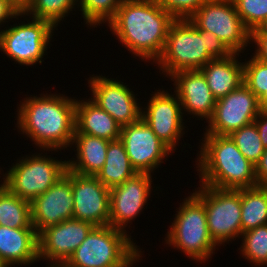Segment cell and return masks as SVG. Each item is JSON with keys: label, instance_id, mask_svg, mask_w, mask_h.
Returning a JSON list of instances; mask_svg holds the SVG:
<instances>
[{"label": "cell", "instance_id": "19", "mask_svg": "<svg viewBox=\"0 0 267 267\" xmlns=\"http://www.w3.org/2000/svg\"><path fill=\"white\" fill-rule=\"evenodd\" d=\"M174 86L182 106V112L189 114L191 120L196 117L198 120H206L212 117L217 99L211 93L206 78L200 70L178 71L169 77ZM187 112V113H186Z\"/></svg>", "mask_w": 267, "mask_h": 267}, {"label": "cell", "instance_id": "40", "mask_svg": "<svg viewBox=\"0 0 267 267\" xmlns=\"http://www.w3.org/2000/svg\"><path fill=\"white\" fill-rule=\"evenodd\" d=\"M134 1H143V2H154V3H157L159 0H134Z\"/></svg>", "mask_w": 267, "mask_h": 267}, {"label": "cell", "instance_id": "33", "mask_svg": "<svg viewBox=\"0 0 267 267\" xmlns=\"http://www.w3.org/2000/svg\"><path fill=\"white\" fill-rule=\"evenodd\" d=\"M207 0H159L157 3L175 19H188Z\"/></svg>", "mask_w": 267, "mask_h": 267}, {"label": "cell", "instance_id": "20", "mask_svg": "<svg viewBox=\"0 0 267 267\" xmlns=\"http://www.w3.org/2000/svg\"><path fill=\"white\" fill-rule=\"evenodd\" d=\"M0 260L6 267H26L39 262L36 229L9 228L0 225Z\"/></svg>", "mask_w": 267, "mask_h": 267}, {"label": "cell", "instance_id": "34", "mask_svg": "<svg viewBox=\"0 0 267 267\" xmlns=\"http://www.w3.org/2000/svg\"><path fill=\"white\" fill-rule=\"evenodd\" d=\"M250 43H252L250 45H256L253 56L267 63V35L251 34Z\"/></svg>", "mask_w": 267, "mask_h": 267}, {"label": "cell", "instance_id": "2", "mask_svg": "<svg viewBox=\"0 0 267 267\" xmlns=\"http://www.w3.org/2000/svg\"><path fill=\"white\" fill-rule=\"evenodd\" d=\"M176 19L158 3L124 0L108 23L111 34L133 58L151 62L161 56L168 31Z\"/></svg>", "mask_w": 267, "mask_h": 267}, {"label": "cell", "instance_id": "32", "mask_svg": "<svg viewBox=\"0 0 267 267\" xmlns=\"http://www.w3.org/2000/svg\"><path fill=\"white\" fill-rule=\"evenodd\" d=\"M244 25L256 29L267 18V0H232Z\"/></svg>", "mask_w": 267, "mask_h": 267}, {"label": "cell", "instance_id": "27", "mask_svg": "<svg viewBox=\"0 0 267 267\" xmlns=\"http://www.w3.org/2000/svg\"><path fill=\"white\" fill-rule=\"evenodd\" d=\"M78 2L79 0H33L25 14L30 18L49 21L58 29L60 22L73 13L72 11H76Z\"/></svg>", "mask_w": 267, "mask_h": 267}, {"label": "cell", "instance_id": "3", "mask_svg": "<svg viewBox=\"0 0 267 267\" xmlns=\"http://www.w3.org/2000/svg\"><path fill=\"white\" fill-rule=\"evenodd\" d=\"M232 54L215 34L199 30L189 19H176L169 28L163 52L155 65L163 77L169 78L178 71L200 70L211 60Z\"/></svg>", "mask_w": 267, "mask_h": 267}, {"label": "cell", "instance_id": "29", "mask_svg": "<svg viewBox=\"0 0 267 267\" xmlns=\"http://www.w3.org/2000/svg\"><path fill=\"white\" fill-rule=\"evenodd\" d=\"M124 0H79L78 9L86 26L97 28L106 25L115 17ZM80 8V9H79Z\"/></svg>", "mask_w": 267, "mask_h": 267}, {"label": "cell", "instance_id": "37", "mask_svg": "<svg viewBox=\"0 0 267 267\" xmlns=\"http://www.w3.org/2000/svg\"><path fill=\"white\" fill-rule=\"evenodd\" d=\"M254 123L259 131V135L264 146V149H267V112L261 111Z\"/></svg>", "mask_w": 267, "mask_h": 267}, {"label": "cell", "instance_id": "30", "mask_svg": "<svg viewBox=\"0 0 267 267\" xmlns=\"http://www.w3.org/2000/svg\"><path fill=\"white\" fill-rule=\"evenodd\" d=\"M243 62V83L259 99L262 111L267 109V63L250 55Z\"/></svg>", "mask_w": 267, "mask_h": 267}, {"label": "cell", "instance_id": "22", "mask_svg": "<svg viewBox=\"0 0 267 267\" xmlns=\"http://www.w3.org/2000/svg\"><path fill=\"white\" fill-rule=\"evenodd\" d=\"M108 144L103 138L74 133L70 148L73 147L76 159L72 156L67 160V169L80 175L96 176L105 164Z\"/></svg>", "mask_w": 267, "mask_h": 267}, {"label": "cell", "instance_id": "9", "mask_svg": "<svg viewBox=\"0 0 267 267\" xmlns=\"http://www.w3.org/2000/svg\"><path fill=\"white\" fill-rule=\"evenodd\" d=\"M23 16L27 23L16 21L0 33V51L20 66L40 65L57 29L49 21Z\"/></svg>", "mask_w": 267, "mask_h": 267}, {"label": "cell", "instance_id": "31", "mask_svg": "<svg viewBox=\"0 0 267 267\" xmlns=\"http://www.w3.org/2000/svg\"><path fill=\"white\" fill-rule=\"evenodd\" d=\"M229 136L243 156L256 165L265 150L256 124L253 122L243 126L239 130L232 132Z\"/></svg>", "mask_w": 267, "mask_h": 267}, {"label": "cell", "instance_id": "5", "mask_svg": "<svg viewBox=\"0 0 267 267\" xmlns=\"http://www.w3.org/2000/svg\"><path fill=\"white\" fill-rule=\"evenodd\" d=\"M132 236L113 226H95L64 267H133L142 253ZM139 247V248H138Z\"/></svg>", "mask_w": 267, "mask_h": 267}, {"label": "cell", "instance_id": "28", "mask_svg": "<svg viewBox=\"0 0 267 267\" xmlns=\"http://www.w3.org/2000/svg\"><path fill=\"white\" fill-rule=\"evenodd\" d=\"M240 254L254 266L267 265V224L242 233ZM263 265V266H262Z\"/></svg>", "mask_w": 267, "mask_h": 267}, {"label": "cell", "instance_id": "35", "mask_svg": "<svg viewBox=\"0 0 267 267\" xmlns=\"http://www.w3.org/2000/svg\"><path fill=\"white\" fill-rule=\"evenodd\" d=\"M21 17H23V13H18L7 0H0V27H3L4 24L6 25V22L12 21L14 18L16 21V19ZM3 30L0 29V33Z\"/></svg>", "mask_w": 267, "mask_h": 267}, {"label": "cell", "instance_id": "7", "mask_svg": "<svg viewBox=\"0 0 267 267\" xmlns=\"http://www.w3.org/2000/svg\"><path fill=\"white\" fill-rule=\"evenodd\" d=\"M44 151L46 155L35 152L31 153V156L28 154L14 160L15 164L13 163L4 175L1 174L3 178L0 182L12 193L30 203L64 176L67 170V160L47 156V151L58 150Z\"/></svg>", "mask_w": 267, "mask_h": 267}, {"label": "cell", "instance_id": "16", "mask_svg": "<svg viewBox=\"0 0 267 267\" xmlns=\"http://www.w3.org/2000/svg\"><path fill=\"white\" fill-rule=\"evenodd\" d=\"M94 227L74 218L46 227L38 234L39 260L48 261L46 267L63 266Z\"/></svg>", "mask_w": 267, "mask_h": 267}, {"label": "cell", "instance_id": "41", "mask_svg": "<svg viewBox=\"0 0 267 267\" xmlns=\"http://www.w3.org/2000/svg\"><path fill=\"white\" fill-rule=\"evenodd\" d=\"M0 267H6V266L2 263L1 260H0Z\"/></svg>", "mask_w": 267, "mask_h": 267}, {"label": "cell", "instance_id": "38", "mask_svg": "<svg viewBox=\"0 0 267 267\" xmlns=\"http://www.w3.org/2000/svg\"><path fill=\"white\" fill-rule=\"evenodd\" d=\"M18 13H25L31 6L33 0H7Z\"/></svg>", "mask_w": 267, "mask_h": 267}, {"label": "cell", "instance_id": "25", "mask_svg": "<svg viewBox=\"0 0 267 267\" xmlns=\"http://www.w3.org/2000/svg\"><path fill=\"white\" fill-rule=\"evenodd\" d=\"M267 224V187L241 189L242 233Z\"/></svg>", "mask_w": 267, "mask_h": 267}, {"label": "cell", "instance_id": "21", "mask_svg": "<svg viewBox=\"0 0 267 267\" xmlns=\"http://www.w3.org/2000/svg\"><path fill=\"white\" fill-rule=\"evenodd\" d=\"M76 99L75 133H83L108 141L120 138L121 126L90 98Z\"/></svg>", "mask_w": 267, "mask_h": 267}, {"label": "cell", "instance_id": "6", "mask_svg": "<svg viewBox=\"0 0 267 267\" xmlns=\"http://www.w3.org/2000/svg\"><path fill=\"white\" fill-rule=\"evenodd\" d=\"M176 210L164 244L183 252L195 263H206L219 248L209 235L204 204L190 193Z\"/></svg>", "mask_w": 267, "mask_h": 267}, {"label": "cell", "instance_id": "1", "mask_svg": "<svg viewBox=\"0 0 267 267\" xmlns=\"http://www.w3.org/2000/svg\"><path fill=\"white\" fill-rule=\"evenodd\" d=\"M39 95H29L17 104L18 133L34 142L40 152L69 149L75 133V97L48 92Z\"/></svg>", "mask_w": 267, "mask_h": 267}, {"label": "cell", "instance_id": "26", "mask_svg": "<svg viewBox=\"0 0 267 267\" xmlns=\"http://www.w3.org/2000/svg\"><path fill=\"white\" fill-rule=\"evenodd\" d=\"M0 225L9 228H34L31 203L12 193L0 183Z\"/></svg>", "mask_w": 267, "mask_h": 267}, {"label": "cell", "instance_id": "17", "mask_svg": "<svg viewBox=\"0 0 267 267\" xmlns=\"http://www.w3.org/2000/svg\"><path fill=\"white\" fill-rule=\"evenodd\" d=\"M74 196L73 218L94 226L109 225L110 189L96 176L80 175L71 171Z\"/></svg>", "mask_w": 267, "mask_h": 267}, {"label": "cell", "instance_id": "36", "mask_svg": "<svg viewBox=\"0 0 267 267\" xmlns=\"http://www.w3.org/2000/svg\"><path fill=\"white\" fill-rule=\"evenodd\" d=\"M257 186L267 187V149L255 165Z\"/></svg>", "mask_w": 267, "mask_h": 267}, {"label": "cell", "instance_id": "10", "mask_svg": "<svg viewBox=\"0 0 267 267\" xmlns=\"http://www.w3.org/2000/svg\"><path fill=\"white\" fill-rule=\"evenodd\" d=\"M188 19L199 30L215 34L233 53H244L249 46L253 49L251 31L239 17L232 0H207Z\"/></svg>", "mask_w": 267, "mask_h": 267}, {"label": "cell", "instance_id": "39", "mask_svg": "<svg viewBox=\"0 0 267 267\" xmlns=\"http://www.w3.org/2000/svg\"><path fill=\"white\" fill-rule=\"evenodd\" d=\"M251 34H265V35H267V18L256 29L252 30Z\"/></svg>", "mask_w": 267, "mask_h": 267}, {"label": "cell", "instance_id": "11", "mask_svg": "<svg viewBox=\"0 0 267 267\" xmlns=\"http://www.w3.org/2000/svg\"><path fill=\"white\" fill-rule=\"evenodd\" d=\"M152 93L146 102L147 106H142L141 118L174 153L187 128L183 122L185 119L180 100L175 92L169 93L164 88Z\"/></svg>", "mask_w": 267, "mask_h": 267}, {"label": "cell", "instance_id": "13", "mask_svg": "<svg viewBox=\"0 0 267 267\" xmlns=\"http://www.w3.org/2000/svg\"><path fill=\"white\" fill-rule=\"evenodd\" d=\"M87 81L92 95L89 98L108 112L121 127L141 118L142 104L128 84L102 74H93Z\"/></svg>", "mask_w": 267, "mask_h": 267}, {"label": "cell", "instance_id": "15", "mask_svg": "<svg viewBox=\"0 0 267 267\" xmlns=\"http://www.w3.org/2000/svg\"><path fill=\"white\" fill-rule=\"evenodd\" d=\"M152 175L137 173L121 185L110 189V226L130 233L129 230L126 231V227H131L132 221L141 215L150 200L154 186Z\"/></svg>", "mask_w": 267, "mask_h": 267}, {"label": "cell", "instance_id": "18", "mask_svg": "<svg viewBox=\"0 0 267 267\" xmlns=\"http://www.w3.org/2000/svg\"><path fill=\"white\" fill-rule=\"evenodd\" d=\"M73 210L71 170L67 169L64 176L31 202L32 225L39 234L46 227L73 219Z\"/></svg>", "mask_w": 267, "mask_h": 267}, {"label": "cell", "instance_id": "8", "mask_svg": "<svg viewBox=\"0 0 267 267\" xmlns=\"http://www.w3.org/2000/svg\"><path fill=\"white\" fill-rule=\"evenodd\" d=\"M193 194L204 204L211 239L219 246L242 235L241 189H220L198 184ZM235 239V240H234Z\"/></svg>", "mask_w": 267, "mask_h": 267}, {"label": "cell", "instance_id": "24", "mask_svg": "<svg viewBox=\"0 0 267 267\" xmlns=\"http://www.w3.org/2000/svg\"><path fill=\"white\" fill-rule=\"evenodd\" d=\"M138 172L132 166L126 149L120 139L109 141L105 164L97 173V179L107 188L111 189L121 185Z\"/></svg>", "mask_w": 267, "mask_h": 267}, {"label": "cell", "instance_id": "23", "mask_svg": "<svg viewBox=\"0 0 267 267\" xmlns=\"http://www.w3.org/2000/svg\"><path fill=\"white\" fill-rule=\"evenodd\" d=\"M239 55L233 53L226 58L213 59L200 69L217 100L243 84V61L238 59Z\"/></svg>", "mask_w": 267, "mask_h": 267}, {"label": "cell", "instance_id": "14", "mask_svg": "<svg viewBox=\"0 0 267 267\" xmlns=\"http://www.w3.org/2000/svg\"><path fill=\"white\" fill-rule=\"evenodd\" d=\"M119 139L138 173L153 174L164 163V159L167 160L168 156L173 155L143 118L122 126Z\"/></svg>", "mask_w": 267, "mask_h": 267}, {"label": "cell", "instance_id": "12", "mask_svg": "<svg viewBox=\"0 0 267 267\" xmlns=\"http://www.w3.org/2000/svg\"><path fill=\"white\" fill-rule=\"evenodd\" d=\"M259 99L243 83L217 100L214 113L207 121L204 134L230 135L255 121L261 112ZM205 130V131H204Z\"/></svg>", "mask_w": 267, "mask_h": 267}, {"label": "cell", "instance_id": "4", "mask_svg": "<svg viewBox=\"0 0 267 267\" xmlns=\"http://www.w3.org/2000/svg\"><path fill=\"white\" fill-rule=\"evenodd\" d=\"M195 160L199 184L220 189L257 186L255 165L247 160L229 135L203 134Z\"/></svg>", "mask_w": 267, "mask_h": 267}]
</instances>
